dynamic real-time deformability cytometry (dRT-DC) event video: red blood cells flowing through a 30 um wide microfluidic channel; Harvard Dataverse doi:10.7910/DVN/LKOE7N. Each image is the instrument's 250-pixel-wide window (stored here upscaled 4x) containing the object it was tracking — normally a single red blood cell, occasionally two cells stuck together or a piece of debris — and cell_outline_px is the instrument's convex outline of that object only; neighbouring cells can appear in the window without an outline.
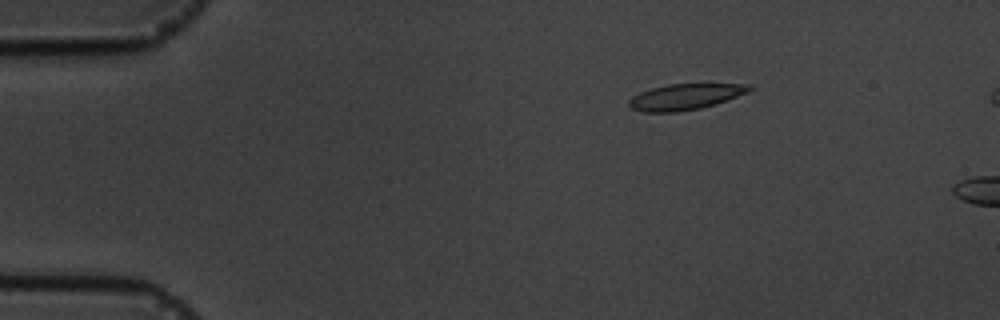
{"species": "common noctule bat (a hibernating species)", "species_latin": "Nyctalus noctula", "temperature_condition": "cold", "stored_images_in_passage": 2, "camera_frame_rate_fps": 3000, "um_per_image_px": 0.085, "animal": {"sex": "male", "body_mass_g": 19.5, "forearm_length_mm": 54.6}, "frame": {"image": 1, "passage_image": 1, "time_ms": 0.0, "image_size_px": [1000, 320], "cell_outline_px": [[756, 88], [748, 92], [716, 104], [700, 108], [676, 112], [644, 112], [632, 108], [628, 104], [628, 100], [632, 96], [640, 92], [652, 88], [668, 84], [752, 84]], "centroid_in_image_um": [58.27, 8.22], "position_along_channel_um": 26.7, "area_um2": 18.21}}